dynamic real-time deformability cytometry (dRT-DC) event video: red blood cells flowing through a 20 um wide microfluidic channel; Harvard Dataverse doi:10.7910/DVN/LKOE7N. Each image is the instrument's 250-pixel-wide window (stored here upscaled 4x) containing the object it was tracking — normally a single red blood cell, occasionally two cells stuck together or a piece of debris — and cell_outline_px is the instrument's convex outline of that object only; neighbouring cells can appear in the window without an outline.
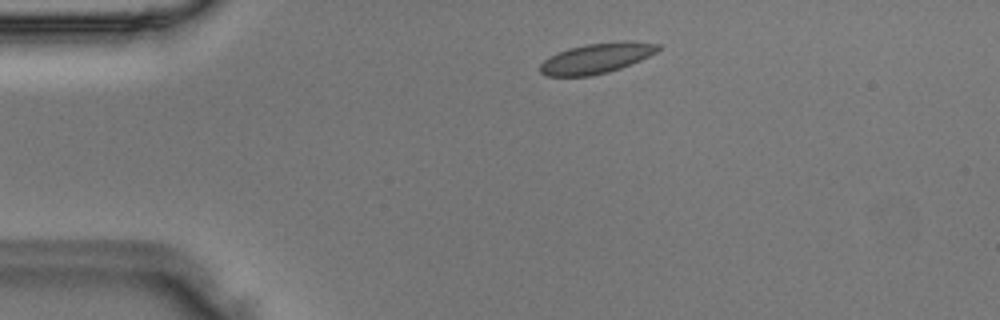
{"species": "Egyptian fruit bat (a non-hibernating species)", "species_latin": "Rousettus aegyptiacus", "temperature_condition": "room temperature", "stored_images_in_passage": 39, "camera_frame_rate_fps": 3000, "um_per_image_px": 0.085, "animal": {"sex": "male"}, "frame": {"image": 1, "passage_image": 1, "time_ms": 0.0, "image_size_px": [1000, 320], "cell_outline_px": [[660, 48], [656, 52], [640, 60], [620, 68], [608, 72], [588, 76], [544, 76], [540, 72], [540, 64], [544, 60], [568, 48], [584, 44], [624, 40], [660, 44]], "centroid_in_image_um": [50.7, 4.94], "position_along_channel_um": 34.3, "area_um2": 20.69}}
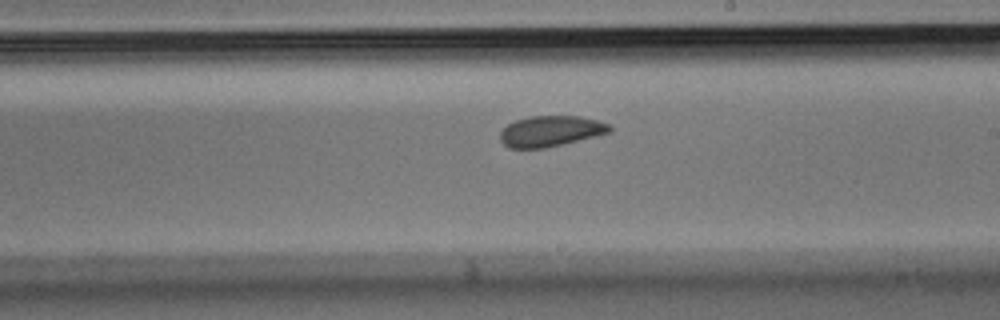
{"frame": {"image": 2, "passage_image": 19, "time_ms": 6.0, "image_size_px": [1000, 320], "cell_outline_px": [[612, 132], [564, 144], [544, 148], [508, 148], [500, 140], [500, 132], [508, 124], [516, 120], [532, 116], [580, 116], [596, 120], [608, 124], [612, 128]], "centroid_in_image_um": [46.81, 11.15], "position_along_channel_um": 242.2, "area_um2": 19.59}}
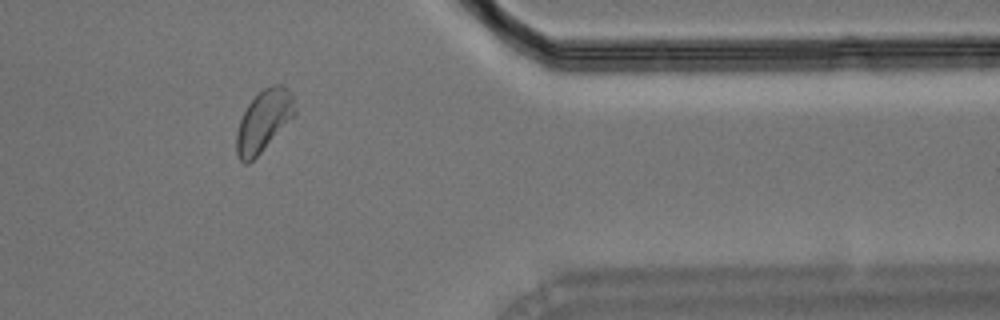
{"frame": {"image": 3, "passage_image": 31, "time_ms": 10.0, "image_size_px": [1000, 320], "cell_outline_px": [[296, 112], [260, 152], [248, 164], [244, 164], [240, 160], [236, 152], [236, 132], [240, 120], [248, 104], [264, 88], [272, 84], [284, 84], [292, 92], [296, 108]], "centroid_in_image_um": [22.4, 10.23], "position_along_channel_um": 389.0, "area_um2": 20.52}}